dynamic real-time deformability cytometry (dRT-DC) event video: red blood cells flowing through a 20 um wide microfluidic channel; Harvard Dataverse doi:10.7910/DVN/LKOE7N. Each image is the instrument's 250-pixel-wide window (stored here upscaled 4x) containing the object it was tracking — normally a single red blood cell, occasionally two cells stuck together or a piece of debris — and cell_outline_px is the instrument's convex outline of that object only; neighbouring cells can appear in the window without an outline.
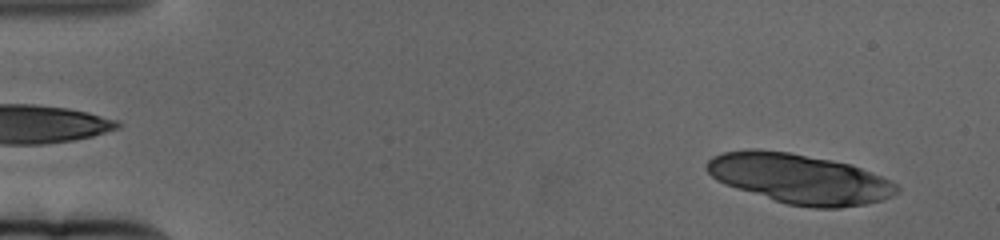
{"species": "human", "species_latin": "Homo sapiens", "temperature_condition": "cold", "stored_images_in_passage": 21, "camera_frame_rate_fps": 3000, "um_per_image_px": 0.085, "donor": {"sex": "female"}, "frame": {"image": 1, "passage_image": 4, "time_ms": 1.0, "image_size_px": [1000, 240], "cell_outline_px": [[900, 192], [884, 200], [864, 204], [840, 208], [812, 208], [788, 204], [736, 188], [724, 184], [716, 180], [704, 168], [704, 164], [712, 156], [724, 152], [748, 148], [756, 148], [788, 152], [832, 160], [852, 164], [892, 180], [900, 188]], "centroid_in_image_um": [67.97, 15.18], "position_along_channel_um": 17.0, "area_um2": 55.55}}